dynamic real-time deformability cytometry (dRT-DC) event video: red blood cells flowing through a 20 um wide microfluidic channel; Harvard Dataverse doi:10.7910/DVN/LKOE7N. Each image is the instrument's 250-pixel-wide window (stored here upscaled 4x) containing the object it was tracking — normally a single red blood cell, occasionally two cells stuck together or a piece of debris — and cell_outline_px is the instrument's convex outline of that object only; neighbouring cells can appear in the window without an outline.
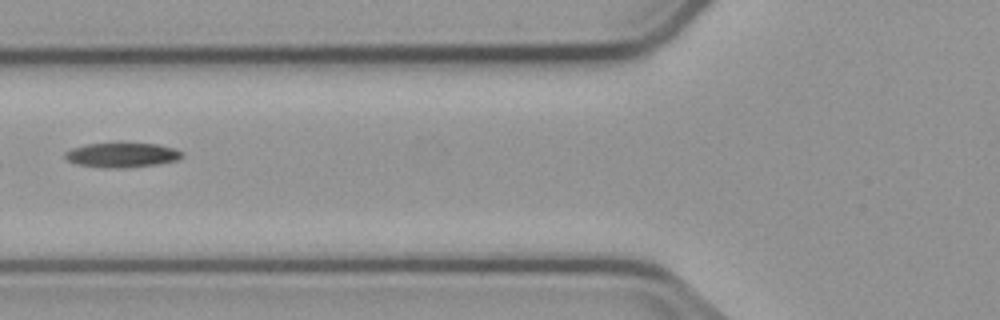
{"species": "common noctule bat (a hibernating species)", "species_latin": "Nyctalus noctula", "temperature_condition": "cold", "stored_images_in_passage": 6, "camera_frame_rate_fps": 3000, "um_per_image_px": 0.085, "animal": {"sex": "male", "body_mass_g": 23.1, "forearm_length_mm": 52.7}, "frame": {"image": 1, "passage_image": 6, "time_ms": 6.667, "image_size_px": [1000, 320], "cell_outline_px": [[184, 156], [176, 160], [156, 164], [124, 168], [100, 168], [76, 164], [68, 160], [64, 156], [64, 152], [72, 148], [88, 144], [120, 140], [160, 144], [184, 152]], "centroid_in_image_um": [10.36, 13.13], "position_along_channel_um": 115.4, "area_um2": 17.69}}